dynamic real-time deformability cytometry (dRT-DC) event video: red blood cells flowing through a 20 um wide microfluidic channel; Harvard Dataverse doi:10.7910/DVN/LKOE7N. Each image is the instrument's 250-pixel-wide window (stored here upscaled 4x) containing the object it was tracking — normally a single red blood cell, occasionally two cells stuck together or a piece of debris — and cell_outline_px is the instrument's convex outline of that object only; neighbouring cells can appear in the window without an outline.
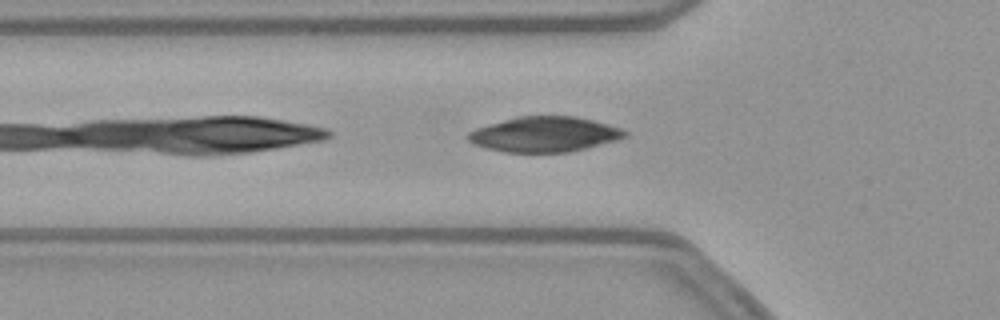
{"species": "common noctule bat (a hibernating species)", "species_latin": "Nyctalus noctula", "temperature_condition": "warm", "stored_images_in_passage": 39, "camera_frame_rate_fps": 3000, "um_per_image_px": 0.085, "animal": {"sex": "female", "body_mass_g": 21.9}, "frame": {"image": 1, "passage_image": 3, "time_ms": 0.667, "image_size_px": [1000, 320], "cell_outline_px": [[628, 136], [616, 140], [588, 148], [568, 152], [504, 152], [472, 144], [468, 140], [468, 132], [476, 128], [516, 116], [576, 116], [608, 124], [620, 128], [628, 132]], "centroid_in_image_um": [46.29, 11.41], "position_along_channel_um": 79.5, "area_um2": 32.14}}
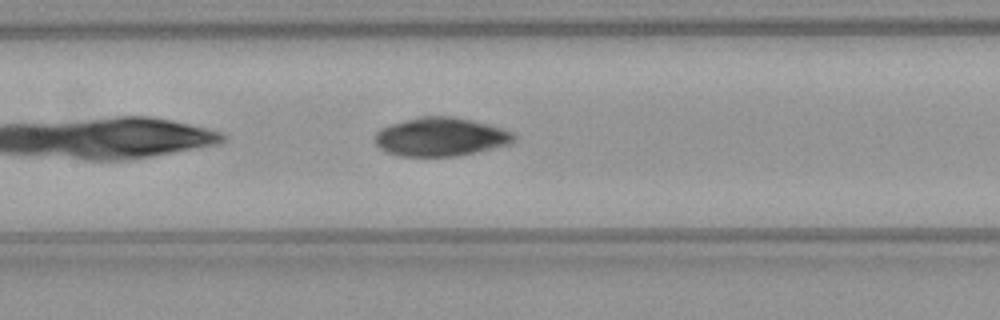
{"frame": {"image": 2, "passage_image": 10, "time_ms": 3.0, "image_size_px": [1000, 320], "cell_outline_px": [[516, 136], [512, 140], [504, 144], [476, 152], [456, 156], [400, 156], [388, 152], [380, 148], [376, 144], [376, 132], [380, 128], [392, 124], [420, 116], [452, 116], [472, 120], [488, 124], [512, 132]], "centroid_in_image_um": [37.41, 11.62], "position_along_channel_um": 170.0, "area_um2": 30.75}}
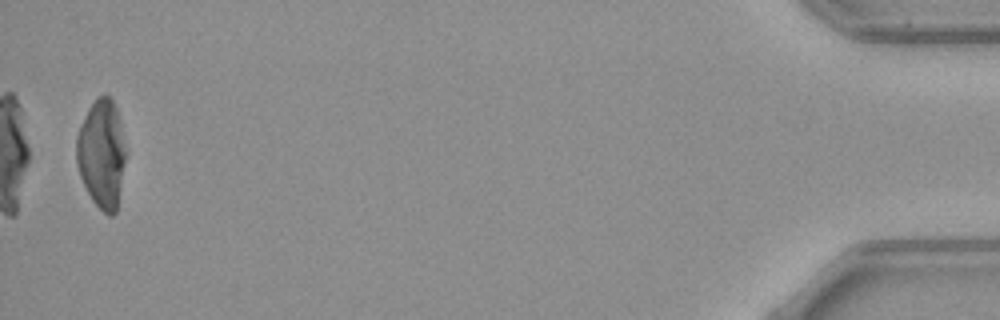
{"frame": {"image": 3, "passage_image": 38, "time_ms": 12.333, "image_size_px": [1000, 320], "cell_outline_px": [[128, 152], [116, 212], [112, 216], [108, 216], [92, 200], [80, 176], [76, 164], [76, 136], [80, 124], [88, 108], [96, 96], [108, 96], [112, 100], [116, 108], [120, 120]], "centroid_in_image_um": [8.66, 13.06], "position_along_channel_um": 426.5, "area_um2": 31.79}}